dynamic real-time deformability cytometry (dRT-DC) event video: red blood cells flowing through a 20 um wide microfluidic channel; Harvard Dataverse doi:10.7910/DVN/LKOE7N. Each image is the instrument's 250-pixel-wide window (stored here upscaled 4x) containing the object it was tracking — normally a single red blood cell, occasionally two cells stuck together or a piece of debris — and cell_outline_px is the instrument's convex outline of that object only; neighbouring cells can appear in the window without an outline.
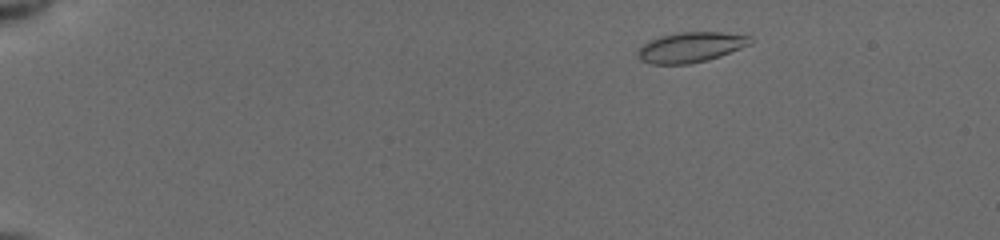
{"species": "common noctule bat (a hibernating species)", "species_latin": "Nyctalus noctula", "temperature_condition": "cold", "stored_images_in_passage": 51, "camera_frame_rate_fps": 3000, "um_per_image_px": 0.085, "animal": {"sex": "female", "body_mass_g": 19.5, "forearm_length_mm": 54.1}, "frame": {"image": 1, "passage_image": 6, "time_ms": 1.667, "image_size_px": [1000, 240], "cell_outline_px": [[752, 44], [720, 56], [708, 60], [688, 64], [652, 64], [640, 60], [636, 56], [636, 52], [644, 44], [660, 36], [680, 32], [720, 32], [752, 36]], "centroid_in_image_um": [58.73, 4.02], "position_along_channel_um": 26.3, "area_um2": 19.83}}
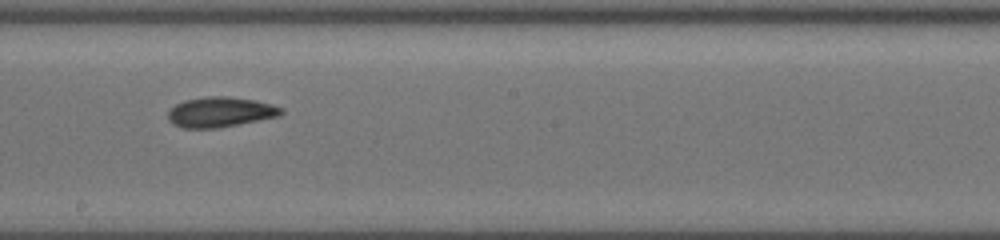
{"frame": {"image": 2, "passage_image": 30, "time_ms": 9.667, "image_size_px": [1000, 240], "cell_outline_px": [[284, 112], [280, 116], [216, 128], [184, 128], [172, 124], [168, 120], [168, 112], [176, 104], [184, 100], [208, 96], [228, 96], [256, 100], [272, 104], [284, 108]], "centroid_in_image_um": [18.74, 9.52], "position_along_channel_um": 229.5, "area_um2": 19.94}}
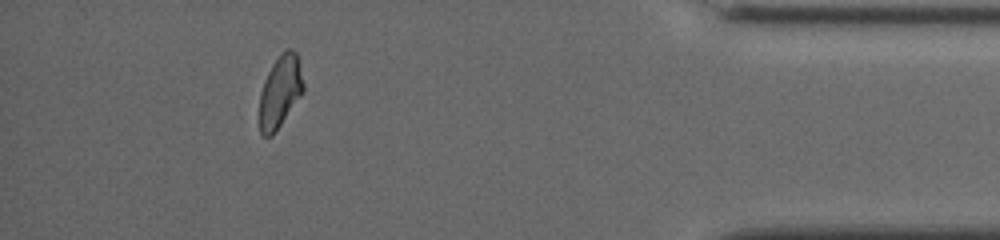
{"frame": {"image": 3, "passage_image": 47, "time_ms": 15.333, "image_size_px": [1000, 240], "cell_outline_px": [[304, 92], [276, 132], [272, 136], [264, 136], [260, 132], [260, 92], [264, 80], [272, 64], [284, 48], [292, 48], [296, 52], [304, 84]], "centroid_in_image_um": [23.82, 7.78], "position_along_channel_um": 411.4, "area_um2": 18.61}, "authors_computed_cell_mechanics": {"area_um2": 19.4786, "velocity_mm_per_s": 3.9145, "shape_relaxation_time_tau1_ms": 3.8543, "shape_relaxation_time_tau2_ms": 3.6294, "deformation_change_tau1": 0.1406, "deformation_change_tau2": 0.1001}}